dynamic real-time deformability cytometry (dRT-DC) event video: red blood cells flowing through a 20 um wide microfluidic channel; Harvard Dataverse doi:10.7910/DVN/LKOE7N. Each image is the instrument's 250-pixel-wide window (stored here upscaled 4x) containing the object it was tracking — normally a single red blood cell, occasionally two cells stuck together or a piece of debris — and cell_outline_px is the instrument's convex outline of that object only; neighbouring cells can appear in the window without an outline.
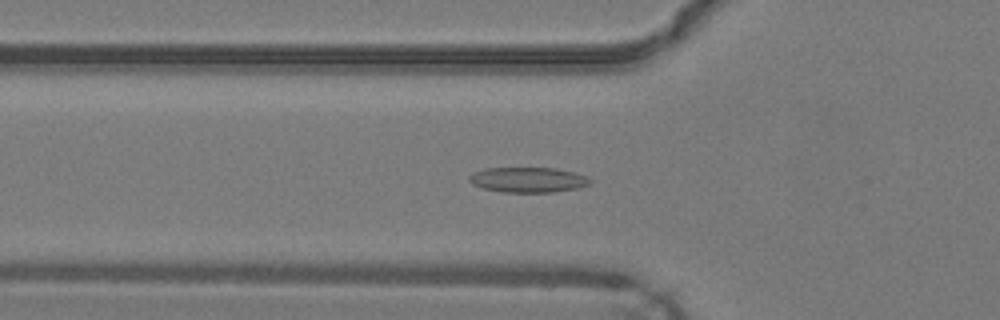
{"species": "common noctule bat (a hibernating species)", "species_latin": "Nyctalus noctula", "temperature_condition": "warm", "stored_images_in_passage": 48, "camera_frame_rate_fps": 3000, "um_per_image_px": 0.085, "animal": {"sex": "male", "body_mass_g": 19.2, "forearm_length_mm": 51.8}, "frame": {"image": 1, "passage_image": 17, "time_ms": 5.333, "image_size_px": [1000, 320], "cell_outline_px": [[592, 184], [576, 188], [552, 192], [504, 192], [484, 188], [472, 184], [468, 180], [468, 176], [472, 172], [484, 168], [556, 168], [576, 172], [588, 176], [592, 180]], "centroid_in_image_um": [44.9, 15.27], "position_along_channel_um": 80.9, "area_um2": 17.92}}
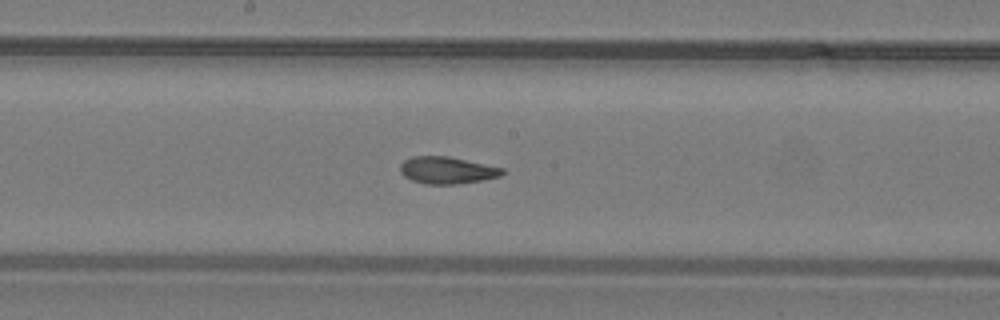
{"frame": {"image": 2, "passage_image": 26, "time_ms": 8.333, "image_size_px": [1000, 320], "cell_outline_px": [[504, 172], [500, 176], [484, 180], [456, 184], [424, 184], [412, 180], [404, 176], [400, 172], [400, 164], [404, 160], [412, 156], [448, 156], [504, 168]], "centroid_in_image_um": [37.98, 14.47], "position_along_channel_um": 210.2, "area_um2": 16.13}}
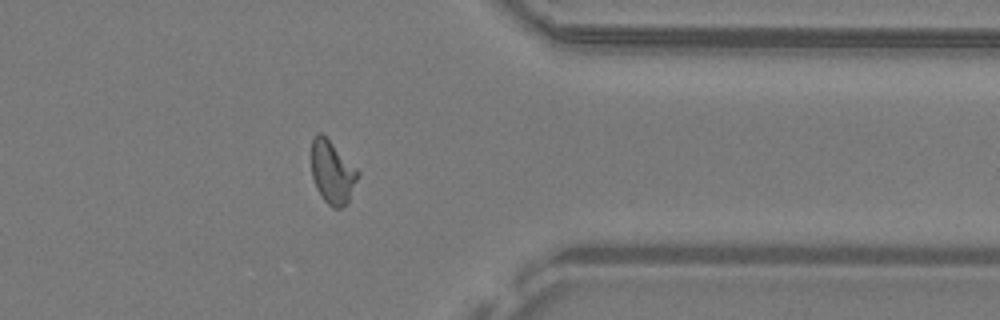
{"frame": {"image": 3, "passage_image": 39, "time_ms": 12.667, "image_size_px": [1000, 320], "cell_outline_px": [[360, 176], [348, 204], [340, 208], [332, 208], [320, 196], [316, 188], [312, 176], [312, 136], [316, 132], [320, 132], [360, 172]], "centroid_in_image_um": [28.26, 14.69], "position_along_channel_um": 383.1, "area_um2": 17.11}, "authors_computed_cell_mechanics": {"area_um2": 17.0799, "velocity_mm_per_s": 4.2702, "shape_relaxation_time_tau1_ms": null, "shape_relaxation_time_tau2_ms": 1.4116, "deformation_change_tau1": null, "deformation_change_tau2": 0.0767}}